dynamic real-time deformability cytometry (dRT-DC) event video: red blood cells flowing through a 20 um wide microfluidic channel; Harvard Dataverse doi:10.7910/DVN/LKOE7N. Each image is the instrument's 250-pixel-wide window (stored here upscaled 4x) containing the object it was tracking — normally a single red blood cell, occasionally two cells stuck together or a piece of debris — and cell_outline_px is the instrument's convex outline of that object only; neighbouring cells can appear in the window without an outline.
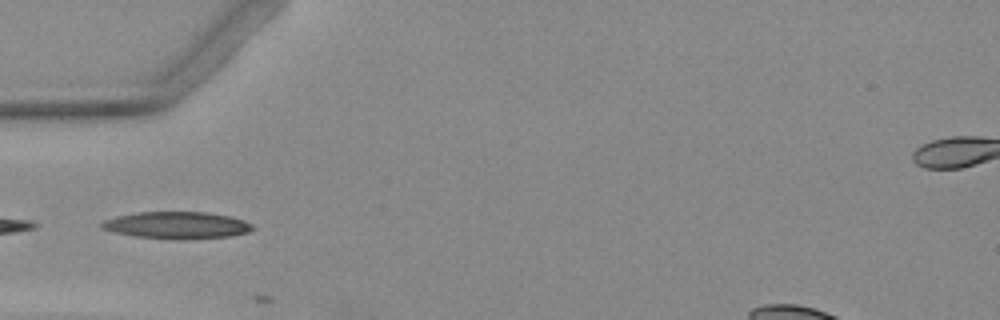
{"species": "Egyptian fruit bat (a non-hibernating species)", "species_latin": "Rousettus aegyptiacus", "temperature_condition": "warm", "stored_images_in_passage": 5, "camera_frame_rate_fps": 3000, "um_per_image_px": 0.085, "animal": {"sex": "female"}, "frame": {"image": 1, "passage_image": 4, "time_ms": 4.667, "image_size_px": [1000, 320], "cell_outline_px": [[256, 228], [248, 232], [232, 236], [184, 240], [176, 240], [136, 236], [116, 232], [100, 228], [100, 224], [104, 220], [116, 216], [136, 212], [208, 212], [228, 216], [244, 220], [252, 224]], "centroid_in_image_um": [15.06, 19.15], "position_along_channel_um": 69.9, "area_um2": 23.93}}